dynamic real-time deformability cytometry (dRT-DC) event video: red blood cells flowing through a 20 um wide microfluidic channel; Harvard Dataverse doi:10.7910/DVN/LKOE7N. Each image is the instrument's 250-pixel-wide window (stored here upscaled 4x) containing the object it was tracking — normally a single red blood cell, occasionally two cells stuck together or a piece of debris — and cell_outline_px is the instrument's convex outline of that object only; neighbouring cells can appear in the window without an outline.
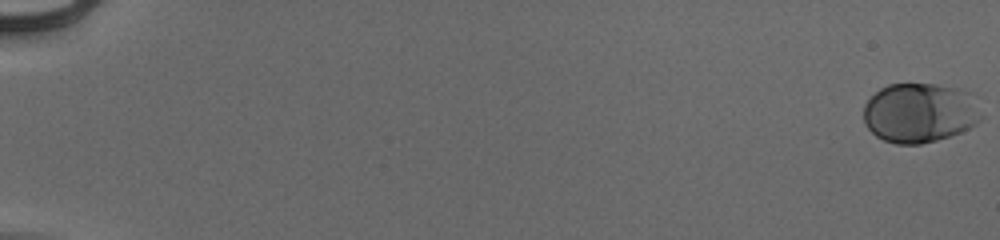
{"species": "human", "species_latin": "Homo sapiens", "temperature_condition": "cold", "stored_images_in_passage": 56, "camera_frame_rate_fps": 3000, "um_per_image_px": 0.085, "donor": {"sex": "male"}, "frame": {"image": 1, "passage_image": 1, "time_ms": 0.0, "image_size_px": [1000, 240], "cell_outline_px": [[984, 116], [976, 124], [960, 132], [936, 140], [920, 144], [896, 144], [884, 140], [876, 136], [864, 124], [864, 104], [880, 88], [888, 84], [936, 84], [956, 88], [968, 92]], "centroid_in_image_um": [78.16, 9.59], "position_along_channel_um": 6.8, "area_um2": 40.81}}
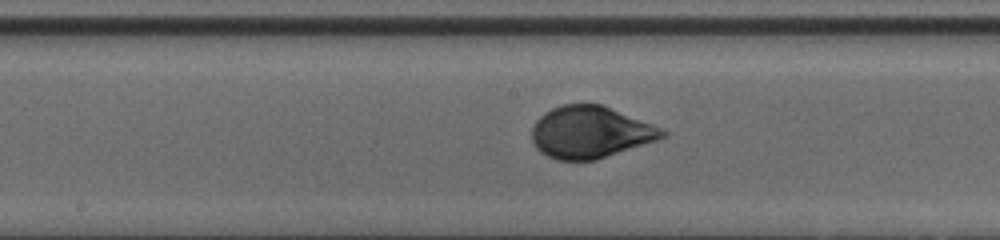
{"frame": {"image": 2, "passage_image": 32, "time_ms": 10.333, "image_size_px": [1000, 240], "cell_outline_px": [[668, 136], [596, 160], [556, 160], [540, 152], [532, 144], [532, 124], [544, 112], [552, 108], [564, 104], [600, 104], [652, 124], [668, 132]], "centroid_in_image_um": [50.14, 11.24], "position_along_channel_um": 198.1, "area_um2": 39.36}}
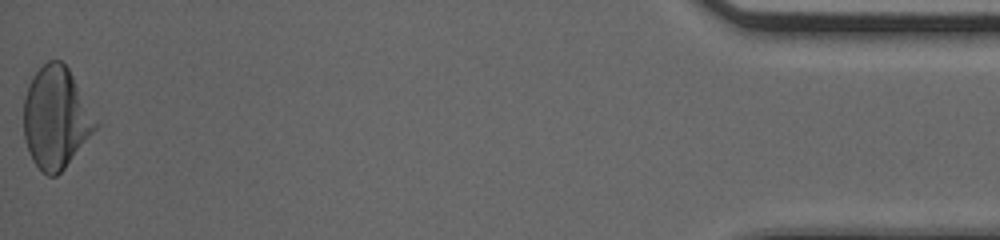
{"frame": {"image": 3, "passage_image": 56, "time_ms": 18.333, "image_size_px": [1000, 240], "cell_outline_px": [[96, 128], [64, 168], [56, 176], [48, 176], [32, 160], [24, 140], [24, 96], [28, 84], [32, 76], [48, 60], [60, 60], [68, 68], [96, 124]], "centroid_in_image_um": [4.68, 10.02], "position_along_channel_um": 430.5, "area_um2": 41.33}, "authors_computed_cell_mechanics": {"area_um2": 39.6508, "velocity_mm_per_s": 3.9283, "shape_relaxation_time_tau1_ms": 3.2353, "shape_relaxation_time_tau2_ms": null, "deformation_change_tau1": 0.1447, "deformation_change_tau2": null}}